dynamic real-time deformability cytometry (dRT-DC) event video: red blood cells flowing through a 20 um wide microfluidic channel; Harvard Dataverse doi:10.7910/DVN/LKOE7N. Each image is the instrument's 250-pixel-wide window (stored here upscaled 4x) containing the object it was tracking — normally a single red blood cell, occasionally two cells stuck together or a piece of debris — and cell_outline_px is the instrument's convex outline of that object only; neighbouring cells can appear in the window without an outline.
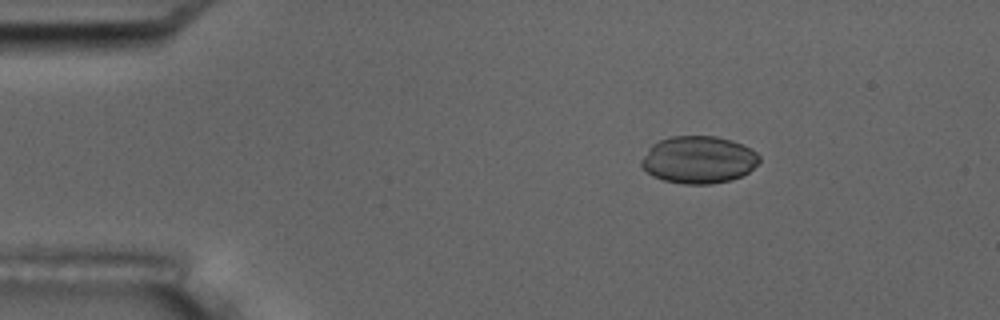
{"species": "common noctule bat (a hibernating species)", "species_latin": "Nyctalus noctula", "temperature_condition": "room temperature", "stored_images_in_passage": 5, "camera_frame_rate_fps": 3000, "um_per_image_px": 0.085, "animal": {"sex": "male", "body_mass_g": 17.5, "forearm_length_mm": 52.3}, "frame": {"image": 1, "passage_image": 3, "time_ms": 2.333, "image_size_px": [1000, 320], "cell_outline_px": [[760, 160], [748, 172], [732, 180], [712, 184], [684, 184], [664, 180], [652, 176], [640, 164], [640, 160], [648, 148], [652, 144], [660, 140], [672, 136], [716, 136], [732, 140], [756, 152], [760, 156]], "centroid_in_image_um": [59.35, 13.58], "position_along_channel_um": 25.6, "area_um2": 32.48}}